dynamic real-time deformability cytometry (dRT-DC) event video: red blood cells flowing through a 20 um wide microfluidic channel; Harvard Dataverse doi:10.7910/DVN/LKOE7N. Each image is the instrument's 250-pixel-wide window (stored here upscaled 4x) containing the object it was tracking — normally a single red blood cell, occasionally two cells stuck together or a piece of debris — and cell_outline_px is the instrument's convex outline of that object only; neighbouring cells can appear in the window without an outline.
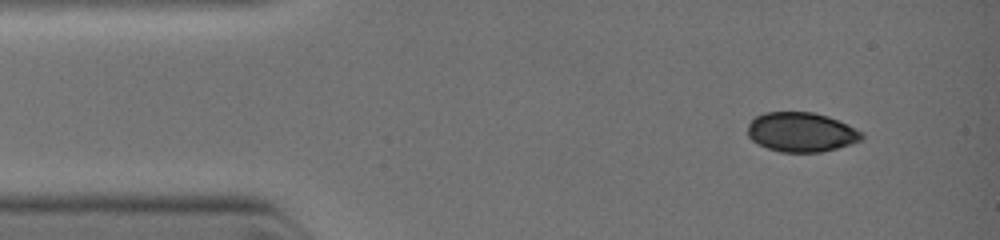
{"species": "common noctule bat (a hibernating species)", "species_latin": "Nyctalus noctula", "temperature_condition": "warm", "stored_images_in_passage": 34, "camera_frame_rate_fps": 3000, "um_per_image_px": 0.085, "animal": {"sex": "female", "body_mass_g": 19.0, "forearm_length_mm": 51.5}, "frame": {"image": 1, "passage_image": 1, "time_ms": 0.0, "image_size_px": [1000, 240], "cell_outline_px": [[864, 136], [860, 140], [836, 148], [820, 152], [780, 152], [768, 148], [752, 140], [748, 136], [748, 124], [756, 116], [764, 112], [812, 112], [828, 116], [848, 124], [864, 132]], "centroid_in_image_um": [68.11, 11.22], "position_along_channel_um": 16.9, "area_um2": 26.18}}
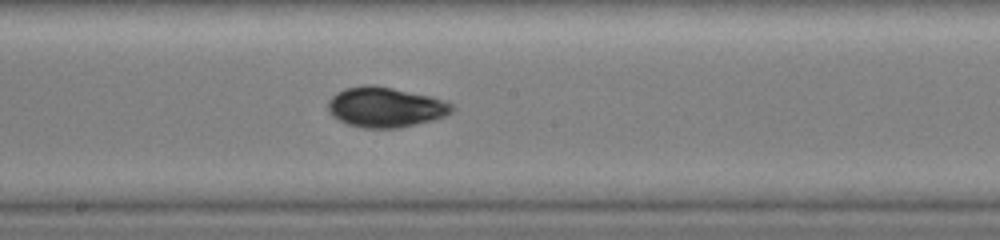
{"frame": {"image": 2, "passage_image": 17, "time_ms": 5.0, "image_size_px": [1000, 240], "cell_outline_px": [[456, 108], [452, 112], [444, 116], [432, 120], [400, 128], [364, 128], [344, 124], [336, 120], [328, 112], [328, 100], [336, 92], [344, 88], [368, 84], [372, 84], [432, 96], [452, 104]], "centroid_in_image_um": [32.72, 9.11], "position_along_channel_um": 215.5, "area_um2": 29.3}}
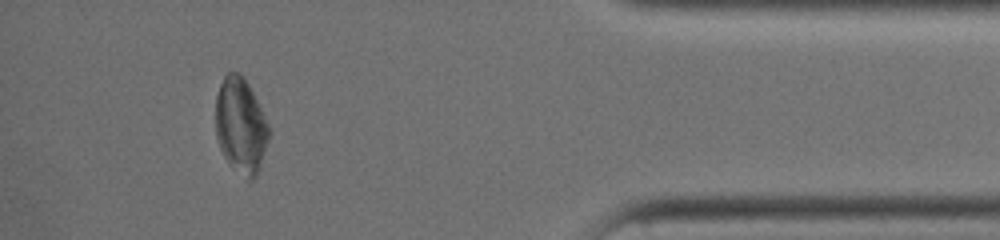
{"frame": {"image": 3, "passage_image": 30, "time_ms": 9.333, "image_size_px": [1000, 240], "cell_outline_px": [[272, 132], [256, 176], [252, 180], [248, 180], [228, 164], [220, 148], [216, 136], [216, 96], [220, 84], [224, 76], [228, 72], [240, 72], [244, 76]], "centroid_in_image_um": [20.46, 10.68], "position_along_channel_um": 414.7, "area_um2": 29.65}}